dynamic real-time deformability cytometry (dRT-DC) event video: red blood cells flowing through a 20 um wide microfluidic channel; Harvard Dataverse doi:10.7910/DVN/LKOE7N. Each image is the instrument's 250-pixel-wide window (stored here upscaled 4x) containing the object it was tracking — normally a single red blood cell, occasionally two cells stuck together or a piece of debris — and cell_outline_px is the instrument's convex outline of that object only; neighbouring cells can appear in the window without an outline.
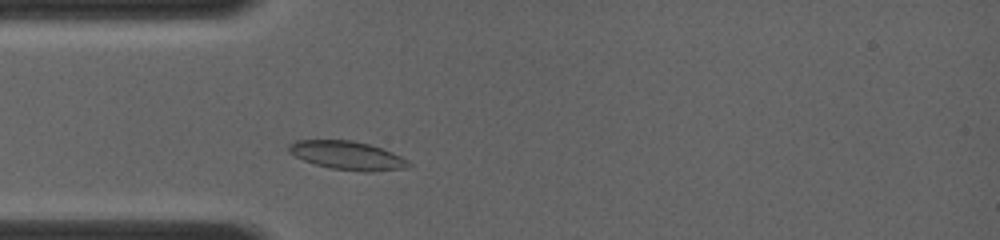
{"species": "common noctule bat (a hibernating species)", "species_latin": "Nyctalus noctula", "temperature_condition": "room temperature", "stored_images_in_passage": 37, "camera_frame_rate_fps": 4000, "um_per_image_px": 0.085, "animal": {"sex": "female", "body_mass_g": 19.0, "forearm_length_mm": 56.7}, "frame": {"image": 1, "passage_image": 4, "time_ms": 1.25, "image_size_px": [1000, 240], "cell_outline_px": [[412, 164], [404, 168], [372, 172], [368, 172], [328, 168], [304, 160], [288, 152], [288, 144], [296, 140], [352, 140], [368, 144], [392, 152], [408, 160]], "centroid_in_image_um": [29.51, 13.21], "position_along_channel_um": 55.5, "area_um2": 19.83}}
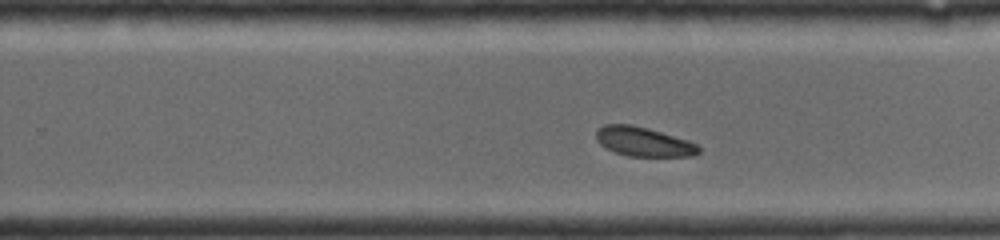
{"frame": {"image": 2, "passage_image": 22, "time_ms": 6.25, "image_size_px": [1000, 240], "cell_outline_px": [[700, 152], [692, 156], [628, 156], [616, 152], [600, 144], [596, 140], [596, 132], [604, 124], [632, 124], [648, 128], [688, 140], [696, 144], [700, 148]], "centroid_in_image_um": [54.7, 12.04], "position_along_channel_um": 275.1, "area_um2": 17.4}}
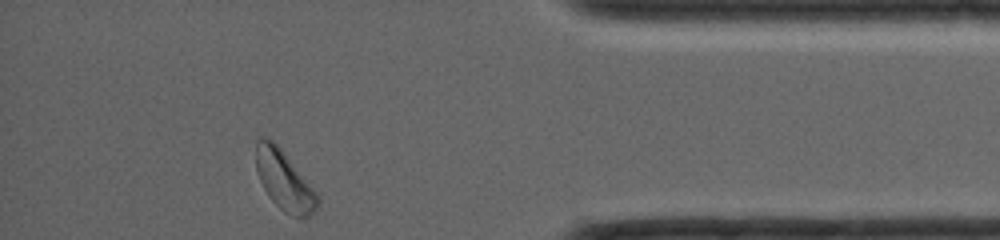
{"frame": {"image": 3, "passage_image": 37, "time_ms": 9.75, "image_size_px": [1000, 240], "cell_outline_px": [[320, 204], [308, 216], [292, 216], [284, 212], [268, 196], [260, 180], [256, 168], [256, 140], [264, 136], [268, 136], [280, 148], [320, 196]], "centroid_in_image_um": [24.15, 15.33], "position_along_channel_um": 411.0, "area_um2": 21.1}}